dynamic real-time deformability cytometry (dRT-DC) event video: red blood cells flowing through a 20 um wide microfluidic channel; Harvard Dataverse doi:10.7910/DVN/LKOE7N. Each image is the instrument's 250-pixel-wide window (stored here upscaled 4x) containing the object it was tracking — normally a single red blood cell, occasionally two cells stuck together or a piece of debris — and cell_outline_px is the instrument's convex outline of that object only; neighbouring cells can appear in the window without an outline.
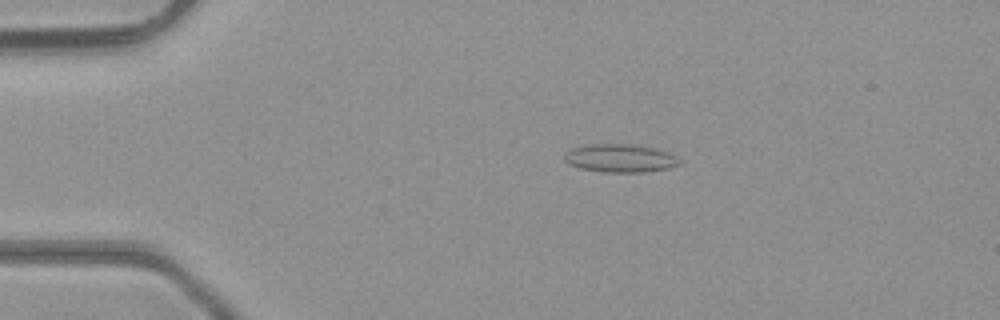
{"species": "common noctule bat (a hibernating species)", "species_latin": "Nyctalus noctula", "temperature_condition": "room temperature", "stored_images_in_passage": 2, "camera_frame_rate_fps": 3000, "um_per_image_px": 0.085, "animal": {"sex": "male", "body_mass_g": 23.1, "forearm_length_mm": 52.7}, "frame": {"image": 1, "passage_image": 1, "time_ms": 0.0, "image_size_px": [1000, 320], "cell_outline_px": [[680, 164], [668, 168], [644, 172], [604, 172], [580, 168], [568, 164], [564, 160], [564, 152], [572, 148], [588, 144], [636, 144], [668, 152], [676, 156], [680, 160]], "centroid_in_image_um": [52.68, 13.44], "position_along_channel_um": 32.3, "area_um2": 18.96}}